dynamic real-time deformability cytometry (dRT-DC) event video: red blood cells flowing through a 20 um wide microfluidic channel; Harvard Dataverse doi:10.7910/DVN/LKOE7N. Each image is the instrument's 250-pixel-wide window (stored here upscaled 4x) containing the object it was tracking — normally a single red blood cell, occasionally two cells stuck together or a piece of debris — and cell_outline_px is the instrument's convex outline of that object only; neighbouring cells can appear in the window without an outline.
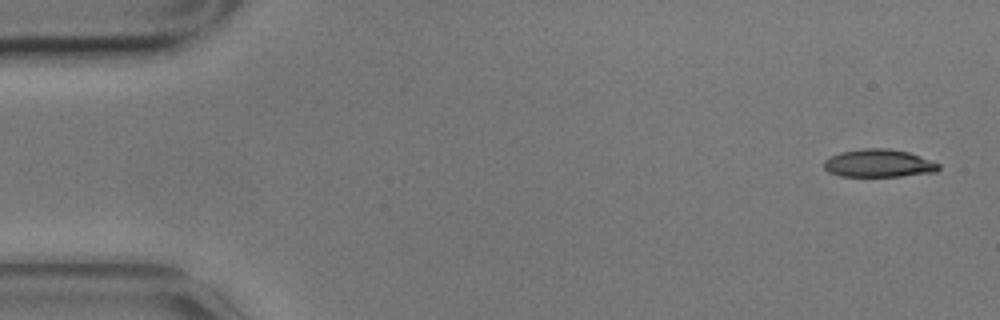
{"species": "common noctule bat (a hibernating species)", "species_latin": "Nyctalus noctula", "temperature_condition": "cold", "stored_images_in_passage": 5, "camera_frame_rate_fps": 3000, "um_per_image_px": 0.085, "animal": {"sex": "male", "body_mass_g": 17.9}, "frame": {"image": 1, "passage_image": 1, "time_ms": 0.0, "image_size_px": [1000, 320], "cell_outline_px": [[940, 168], [936, 172], [900, 176], [840, 176], [828, 172], [824, 168], [824, 160], [840, 152], [864, 148], [888, 148], [908, 152], [920, 156], [940, 164]], "centroid_in_image_um": [74.69, 13.88], "position_along_channel_um": 10.3, "area_um2": 18.61}}
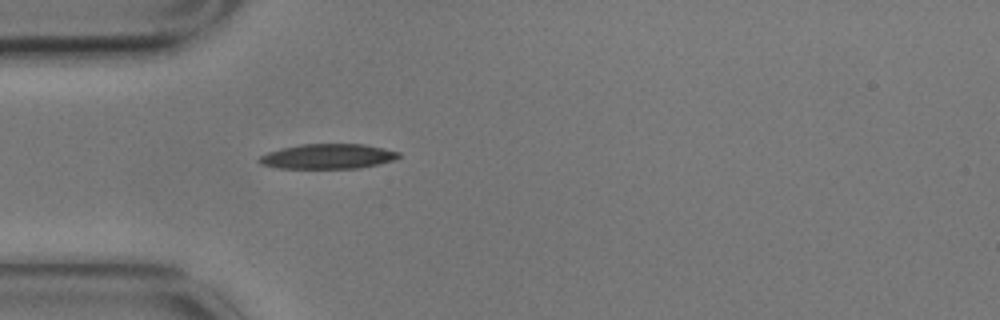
{"frame": {"image": 2, "passage_image": 5, "time_ms": 1.333, "image_size_px": [1000, 320], "cell_outline_px": [[400, 156], [396, 160], [360, 168], [276, 168], [260, 164], [256, 160], [260, 156], [268, 152], [280, 148], [300, 144], [364, 144], [384, 148], [400, 152]], "centroid_in_image_um": [27.86, 13.29], "position_along_channel_um": 57.1, "area_um2": 20.46}}